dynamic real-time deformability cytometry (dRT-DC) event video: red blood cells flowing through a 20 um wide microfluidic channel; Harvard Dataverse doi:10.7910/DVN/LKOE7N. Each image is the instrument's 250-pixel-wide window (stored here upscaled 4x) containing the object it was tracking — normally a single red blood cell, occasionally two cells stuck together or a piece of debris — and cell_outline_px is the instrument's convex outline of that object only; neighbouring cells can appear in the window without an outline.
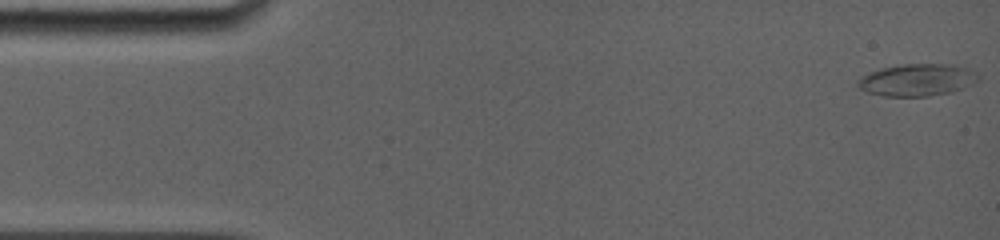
{"species": "common noctule bat (a hibernating species)", "species_latin": "Nyctalus noctula", "temperature_condition": "room temperature", "stored_images_in_passage": 51, "camera_frame_rate_fps": 5000, "um_per_image_px": 0.085, "animal": {"sex": "female", "body_mass_g": 19.0, "forearm_length_mm": 56.7}, "frame": {"image": 1, "passage_image": 1, "time_ms": 0.0, "image_size_px": [1000, 240], "cell_outline_px": [[980, 80], [972, 84], [948, 92], [928, 96], [884, 96], [868, 92], [860, 88], [856, 84], [856, 80], [860, 76], [884, 68], [904, 64], [956, 64], [968, 68], [976, 72], [980, 76]], "centroid_in_image_um": [77.98, 6.78], "position_along_channel_um": 7.0, "area_um2": 22.43}}
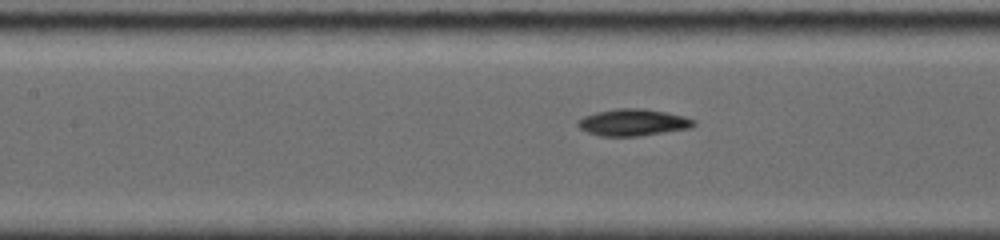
{"frame": {"image": 2, "passage_image": 23, "time_ms": 7.0, "image_size_px": [1000, 240], "cell_outline_px": [[696, 124], [692, 128], [636, 136], [600, 136], [588, 132], [580, 128], [576, 124], [576, 120], [584, 116], [596, 112], [616, 108], [644, 108], [684, 116], [696, 120]], "centroid_in_image_um": [53.8, 10.4], "position_along_channel_um": 153.6, "area_um2": 18.15}}
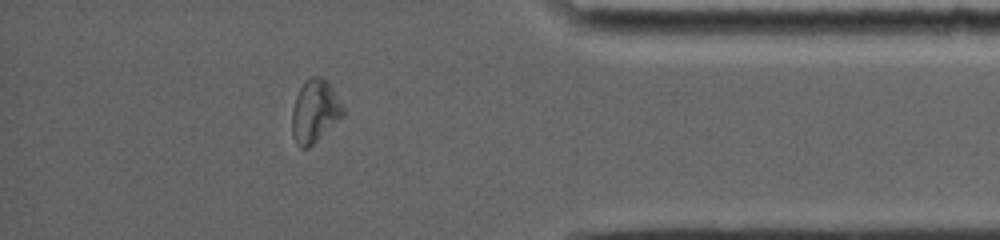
{"frame": {"image": 3, "passage_image": 44, "time_ms": 14.0, "image_size_px": [1000, 240], "cell_outline_px": [[344, 116], [308, 148], [300, 148], [296, 144], [292, 136], [292, 108], [296, 96], [300, 88], [312, 76], [320, 76], [328, 80], [344, 108]], "centroid_in_image_um": [26.76, 9.47], "position_along_channel_um": 408.4, "area_um2": 18.67}, "authors_computed_cell_mechanics": {"area_um2": 18.1492, "velocity_mm_per_s": 3.8554, "shape_relaxation_time_tau1_ms": 3.0333, "shape_relaxation_time_tau2_ms": 7.2858, "deformation_change_tau1": 0.1738, "deformation_change_tau2": 0.1605}}